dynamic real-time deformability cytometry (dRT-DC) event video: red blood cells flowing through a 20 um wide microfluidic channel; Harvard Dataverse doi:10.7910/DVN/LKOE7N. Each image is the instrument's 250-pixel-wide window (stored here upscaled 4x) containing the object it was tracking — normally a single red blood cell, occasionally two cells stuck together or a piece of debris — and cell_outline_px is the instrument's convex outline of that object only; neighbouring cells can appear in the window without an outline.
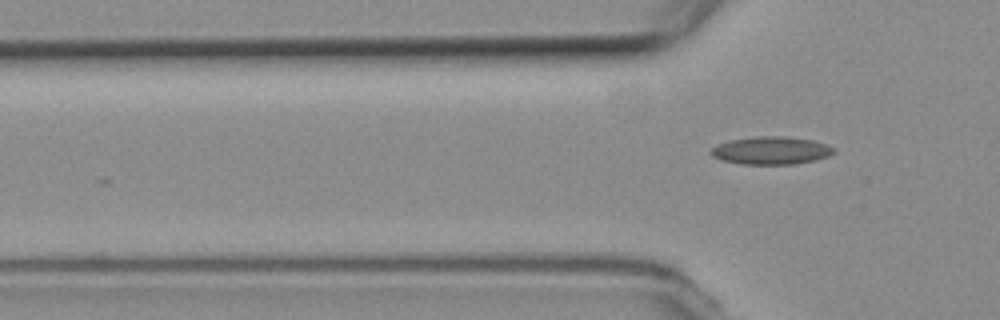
{"species": "common noctule bat (a hibernating species)", "species_latin": "Nyctalus noctula", "temperature_condition": "room temperature", "stored_images_in_passage": 2, "camera_frame_rate_fps": 3000, "um_per_image_px": 0.085, "animal": {"sex": "female", "body_mass_g": 19.3, "forearm_length_mm": 54.1}, "frame": {"image": 1, "passage_image": 2, "time_ms": 1.333, "image_size_px": [1000, 320], "cell_outline_px": [[836, 152], [828, 156], [816, 160], [796, 164], [740, 164], [720, 160], [712, 156], [712, 148], [716, 144], [732, 140], [756, 136], [784, 136], [812, 140], [824, 144], [832, 148]], "centroid_in_image_um": [65.53, 12.8], "position_along_channel_um": 60.3, "area_um2": 19.83}}